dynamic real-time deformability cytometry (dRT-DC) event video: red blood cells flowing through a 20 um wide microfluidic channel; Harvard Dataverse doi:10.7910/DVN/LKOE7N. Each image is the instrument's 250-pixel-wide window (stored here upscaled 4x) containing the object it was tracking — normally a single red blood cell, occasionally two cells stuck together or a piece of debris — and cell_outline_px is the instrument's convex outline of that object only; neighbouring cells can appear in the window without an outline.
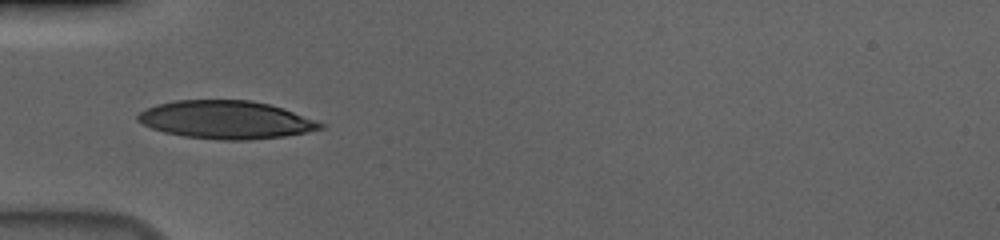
{"species": "human", "species_latin": "Homo sapiens", "temperature_condition": "cold", "stored_images_in_passage": 38, "camera_frame_rate_fps": 3000, "um_per_image_px": 0.085, "donor": {"sex": "male"}, "frame": {"image": 1, "passage_image": 1, "time_ms": 0.0, "image_size_px": [1000, 240], "cell_outline_px": [[328, 124], [324, 128], [284, 136], [248, 140], [220, 140], [184, 136], [164, 132], [152, 128], [136, 120], [136, 116], [140, 112], [156, 104], [176, 100], [252, 100], [284, 108]], "centroid_in_image_um": [19.24, 10.18], "position_along_channel_um": 65.8, "area_um2": 40.52}}
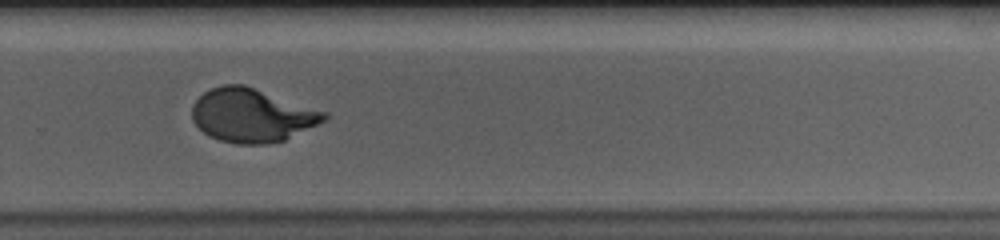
{"frame": {"image": 2, "passage_image": 21, "time_ms": 6.667, "image_size_px": [1000, 240], "cell_outline_px": [[328, 116], [324, 120], [284, 140], [264, 144], [236, 144], [220, 140], [208, 136], [192, 120], [192, 104], [204, 92], [220, 84], [244, 84], [328, 112]], "centroid_in_image_um": [21.38, 9.79], "position_along_channel_um": 308.4, "area_um2": 41.1}}
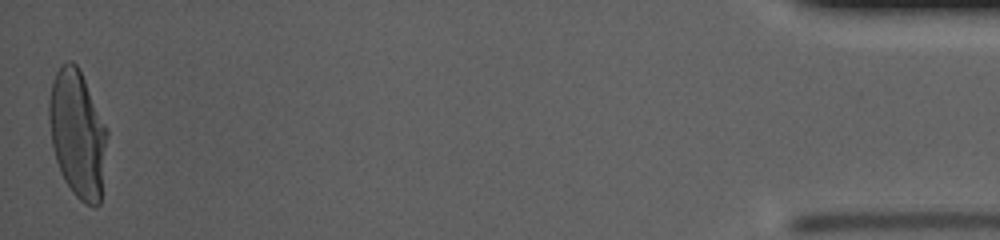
{"frame": {"image": 3, "passage_image": 38, "time_ms": 12.333, "image_size_px": [1000, 240], "cell_outline_px": [[108, 136], [100, 204], [96, 208], [80, 200], [72, 192], [64, 180], [60, 172], [52, 148], [48, 120], [48, 100], [52, 80], [60, 64], [68, 60], [72, 60], [76, 64], [108, 128]], "centroid_in_image_um": [6.58, 11.38], "position_along_channel_um": 428.6, "area_um2": 43.58}, "authors_computed_cell_mechanics": {"area_um2": 41.327, "velocity_mm_per_s": 3.6783, "shape_relaxation_time_tau1_ms": 3.9304, "shape_relaxation_time_tau2_ms": null, "deformation_change_tau1": 0.2151, "deformation_change_tau2": null}}